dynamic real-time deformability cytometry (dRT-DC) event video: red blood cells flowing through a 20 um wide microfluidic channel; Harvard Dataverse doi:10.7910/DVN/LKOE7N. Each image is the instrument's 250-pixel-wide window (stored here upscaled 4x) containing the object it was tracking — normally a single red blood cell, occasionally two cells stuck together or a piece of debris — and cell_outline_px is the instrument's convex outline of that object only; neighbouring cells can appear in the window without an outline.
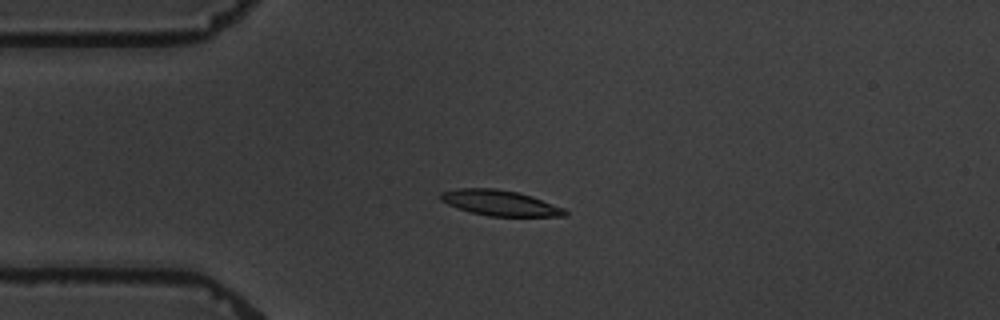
{"species": "common noctule bat (a hibernating species)", "species_latin": "Nyctalus noctula", "temperature_condition": "warm", "stored_images_in_passage": 7, "camera_frame_rate_fps": 3000, "um_per_image_px": 0.085, "animal": {"sex": "male", "body_mass_g": 19.5, "forearm_length_mm": 54.6}, "frame": {"image": 1, "passage_image": 4, "time_ms": 3.667, "image_size_px": [1000, 320], "cell_outline_px": [[568, 216], [488, 216], [468, 212], [448, 204], [440, 200], [440, 192], [456, 188], [496, 188], [516, 192], [532, 196], [564, 208], [568, 212]], "centroid_in_image_um": [42.48, 17.25], "position_along_channel_um": 42.5, "area_um2": 18.55}}
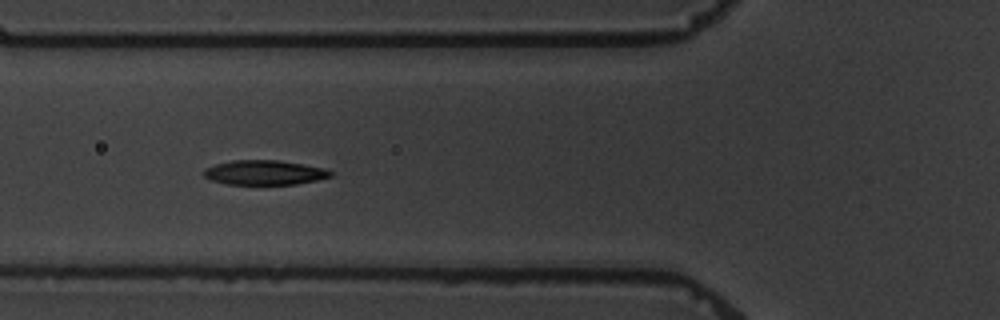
{"frame": {"image": 2, "passage_image": 6, "time_ms": 6.0, "image_size_px": [1000, 320], "cell_outline_px": [[332, 176], [316, 180], [296, 184], [228, 184], [212, 180], [204, 176], [204, 168], [216, 164], [232, 160], [280, 160], [304, 164], [324, 168], [332, 172]], "centroid_in_image_um": [22.48, 14.66], "position_along_channel_um": 103.3, "area_um2": 18.09}}
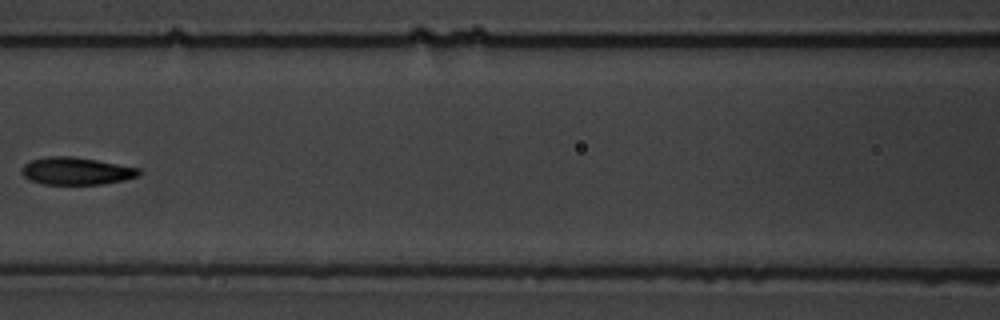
{"frame": {"image": 3, "passage_image": 7, "time_ms": 7.667, "image_size_px": [1000, 320], "cell_outline_px": [[140, 172], [136, 176], [124, 180], [104, 184], [44, 184], [28, 180], [20, 172], [24, 164], [32, 160], [48, 156], [72, 156], [96, 160], [140, 168]], "centroid_in_image_um": [6.45, 14.54], "position_along_channel_um": 160.2, "area_um2": 18.67}}